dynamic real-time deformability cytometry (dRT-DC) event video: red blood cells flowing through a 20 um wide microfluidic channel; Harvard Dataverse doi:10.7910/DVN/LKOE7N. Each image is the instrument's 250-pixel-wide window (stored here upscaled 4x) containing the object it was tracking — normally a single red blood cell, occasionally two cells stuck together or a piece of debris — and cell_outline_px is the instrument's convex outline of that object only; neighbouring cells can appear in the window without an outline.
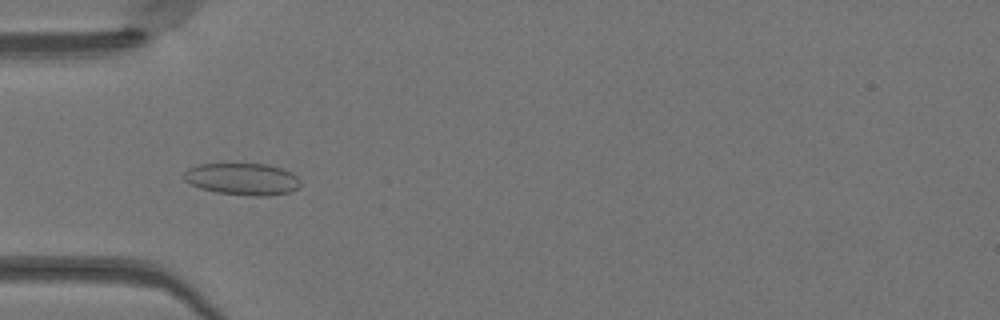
{"species": "Egyptian fruit bat (a non-hibernating species)", "species_latin": "Rousettus aegyptiacus", "temperature_condition": "warm", "stored_images_in_passage": 50, "camera_frame_rate_fps": 3000, "um_per_image_px": 0.085, "animal": {"sex": "female"}, "frame": {"image": 1, "passage_image": 16, "time_ms": 5.0, "image_size_px": [1000, 320], "cell_outline_px": [[300, 188], [292, 192], [268, 196], [252, 196], [216, 192], [200, 188], [184, 180], [184, 172], [188, 168], [200, 164], [268, 164], [292, 172], [300, 180]], "centroid_in_image_um": [20.65, 15.23], "position_along_channel_um": 64.4, "area_um2": 21.79}}
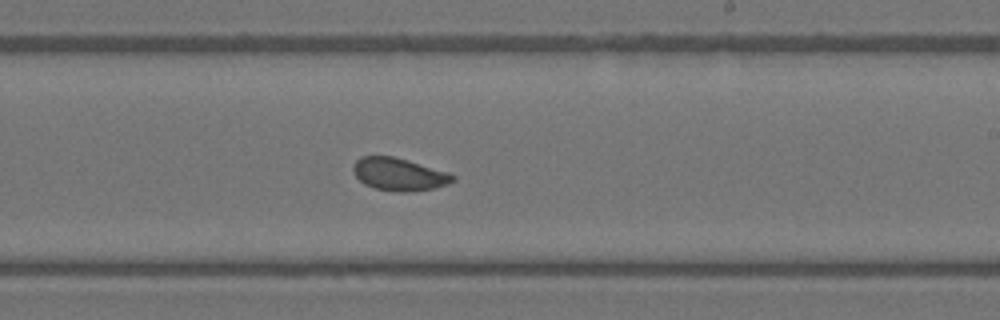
{"frame": {"image": 2, "passage_image": 30, "time_ms": 9.667, "image_size_px": [1000, 320], "cell_outline_px": [[456, 180], [448, 184], [432, 188], [408, 192], [400, 192], [376, 188], [364, 184], [352, 172], [352, 164], [360, 156], [392, 156], [448, 172], [456, 176]], "centroid_in_image_um": [33.89, 14.81], "position_along_channel_um": 255.1, "area_um2": 18.84}}
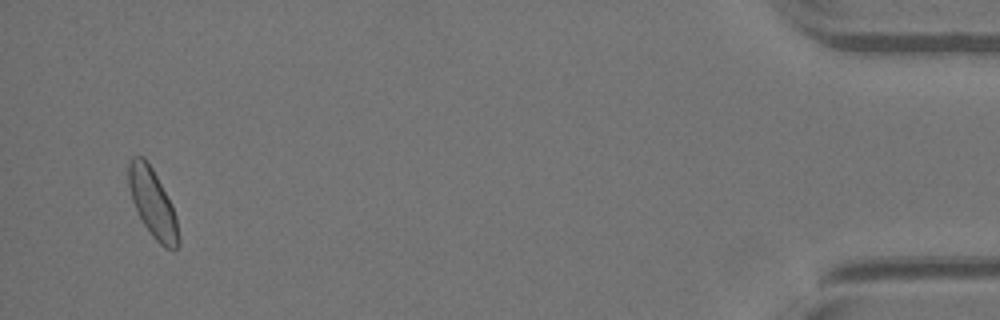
{"frame": {"image": 3, "passage_image": 48, "time_ms": 15.667, "image_size_px": [1000, 320], "cell_outline_px": [[180, 244], [176, 248], [164, 248], [152, 236], [144, 224], [132, 200], [128, 184], [128, 164], [132, 156], [144, 156], [152, 168], [172, 204], [176, 216], [180, 240]], "centroid_in_image_um": [12.98, 17.25], "position_along_channel_um": 422.2, "area_um2": 19.77}, "authors_computed_cell_mechanics": {"area_um2": 19.4208, "velocity_mm_per_s": 4.1017, "shape_relaxation_time_tau1_ms": 8.5484, "shape_relaxation_time_tau2_ms": 1.2267, "deformation_change_tau1": 0.1559, "deformation_change_tau2": 0.0601}}